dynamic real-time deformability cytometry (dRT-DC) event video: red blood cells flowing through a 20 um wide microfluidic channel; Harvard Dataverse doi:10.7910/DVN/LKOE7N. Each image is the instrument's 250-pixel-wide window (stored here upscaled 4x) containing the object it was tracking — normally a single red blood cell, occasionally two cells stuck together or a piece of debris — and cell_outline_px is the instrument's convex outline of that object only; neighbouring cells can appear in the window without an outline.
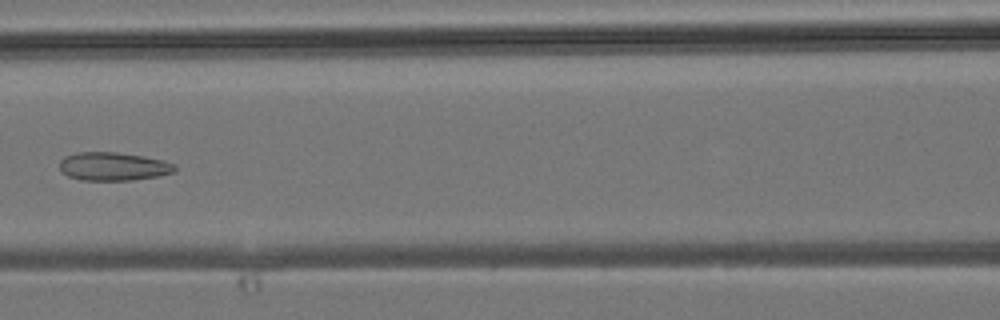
{"species": "common noctule bat (a hibernating species)", "species_latin": "Nyctalus noctula", "temperature_condition": "room temperature", "stored_images_in_passage": 32, "camera_frame_rate_fps": 3000, "um_per_image_px": 0.085, "animal": {"sex": "male", "body_mass_g": 19.2, "forearm_length_mm": 51.8}, "frame": {"image": 1, "passage_image": 9, "time_ms": 2.667, "image_size_px": [1000, 320], "cell_outline_px": [[176, 172], [160, 176], [132, 180], [80, 180], [68, 176], [60, 168], [60, 160], [64, 156], [76, 152], [116, 152], [144, 156], [164, 160], [176, 164]], "centroid_in_image_um": [9.67, 14.14], "position_along_channel_um": 156.9, "area_um2": 19.25}}
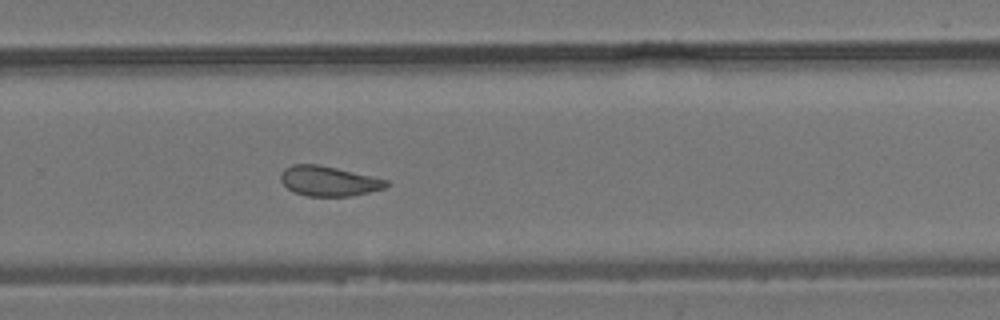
{"frame": {"image": 2, "passage_image": 18, "time_ms": 5.667, "image_size_px": [1000, 320], "cell_outline_px": [[388, 184], [384, 188], [352, 196], [308, 196], [296, 192], [288, 188], [280, 180], [280, 176], [284, 168], [292, 164], [320, 164], [372, 176], [388, 180]], "centroid_in_image_um": [27.93, 15.38], "position_along_channel_um": 301.9, "area_um2": 18.32}}
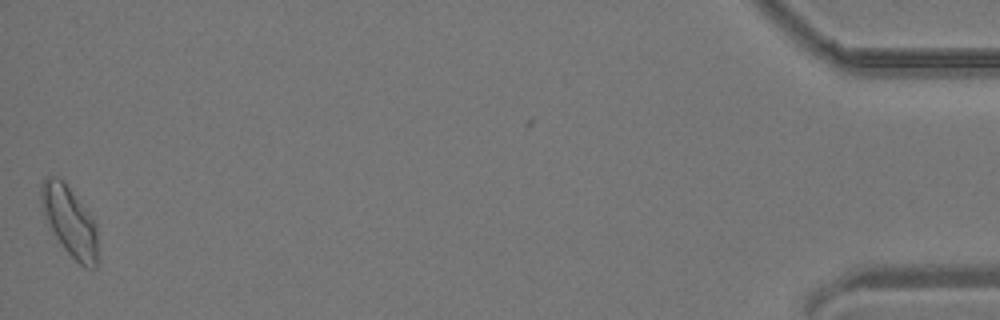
{"frame": {"image": 3, "passage_image": 32, "time_ms": 10.333, "image_size_px": [1000, 320], "cell_outline_px": [[96, 268], [84, 268], [64, 248], [56, 236], [44, 216], [40, 200], [40, 184], [44, 176], [56, 176], [72, 192], [88, 212], [96, 224]], "centroid_in_image_um": [5.88, 18.78], "position_along_channel_um": 429.3, "area_um2": 22.43}}